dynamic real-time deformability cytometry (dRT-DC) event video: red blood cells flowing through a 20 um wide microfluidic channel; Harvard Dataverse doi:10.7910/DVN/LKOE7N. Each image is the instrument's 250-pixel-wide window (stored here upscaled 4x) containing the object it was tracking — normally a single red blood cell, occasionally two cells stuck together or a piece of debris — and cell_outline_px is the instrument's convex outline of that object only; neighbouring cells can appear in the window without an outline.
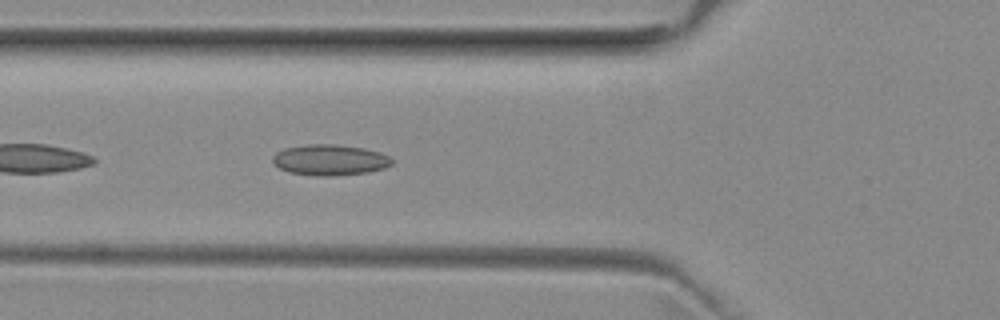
{"species": "common noctule bat (a hibernating species)", "species_latin": "Nyctalus noctula", "temperature_condition": "room temperature", "stored_images_in_passage": 46, "camera_frame_rate_fps": 3000, "um_per_image_px": 0.085, "animal": {"sex": "female", "body_mass_g": 29.2, "forearm_length_mm": 56.3}, "frame": {"image": 1, "passage_image": 13, "time_ms": 4.0, "image_size_px": [1000, 320], "cell_outline_px": [[392, 164], [384, 168], [368, 172], [332, 176], [316, 176], [288, 172], [272, 164], [272, 156], [276, 152], [284, 148], [308, 144], [332, 144], [364, 148], [380, 152], [388, 156], [392, 160]], "centroid_in_image_um": [28.0, 13.6], "position_along_channel_um": 97.8, "area_um2": 21.5}}
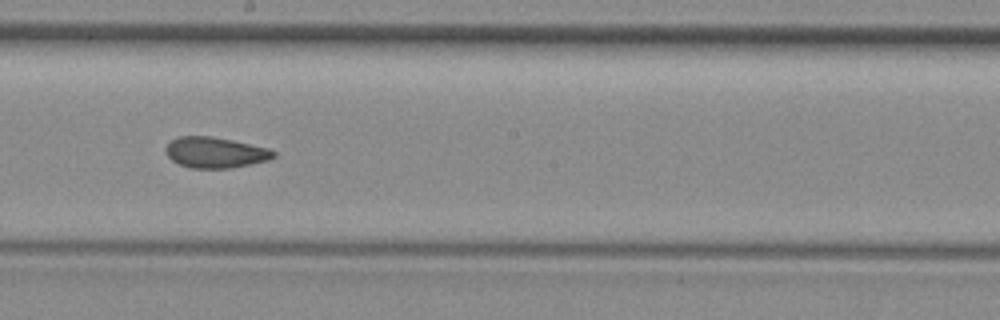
{"frame": {"image": 2, "passage_image": 23, "time_ms": 7.333, "image_size_px": [1000, 320], "cell_outline_px": [[276, 156], [268, 160], [232, 168], [192, 168], [180, 164], [172, 160], [168, 156], [168, 144], [172, 140], [180, 136], [212, 136], [268, 148], [276, 152]], "centroid_in_image_um": [18.34, 12.96], "position_along_channel_um": 229.9, "area_um2": 19.02}}
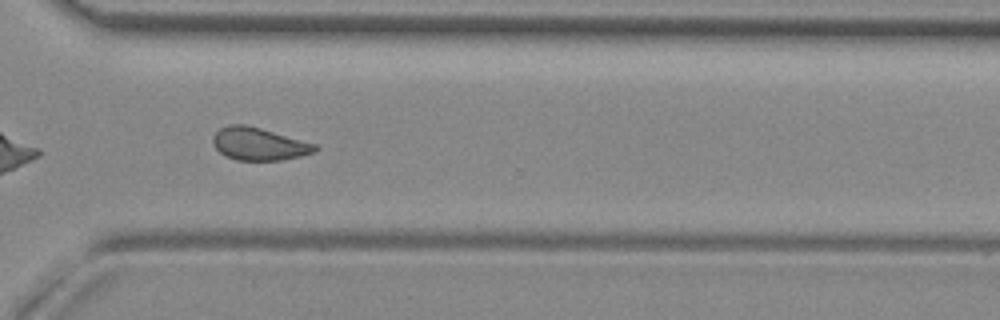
{"frame": {"image": 3, "passage_image": 32, "time_ms": 10.333, "image_size_px": [1000, 320], "cell_outline_px": [[320, 148], [316, 152], [300, 156], [280, 160], [236, 160], [224, 156], [212, 144], [212, 136], [220, 128], [228, 124], [244, 124], [260, 128], [316, 144]], "centroid_in_image_um": [21.99, 12.24], "position_along_channel_um": 348.6, "area_um2": 19.48}, "authors_computed_cell_mechanics": {"area_um2": 19.7676, "velocity_mm_per_s": 3.9533, "shape_relaxation_time_tau1_ms": 10.8849, "shape_relaxation_time_tau2_ms": 2.4904, "deformation_change_tau1": 0.1644, "deformation_change_tau2": 0.0877}}